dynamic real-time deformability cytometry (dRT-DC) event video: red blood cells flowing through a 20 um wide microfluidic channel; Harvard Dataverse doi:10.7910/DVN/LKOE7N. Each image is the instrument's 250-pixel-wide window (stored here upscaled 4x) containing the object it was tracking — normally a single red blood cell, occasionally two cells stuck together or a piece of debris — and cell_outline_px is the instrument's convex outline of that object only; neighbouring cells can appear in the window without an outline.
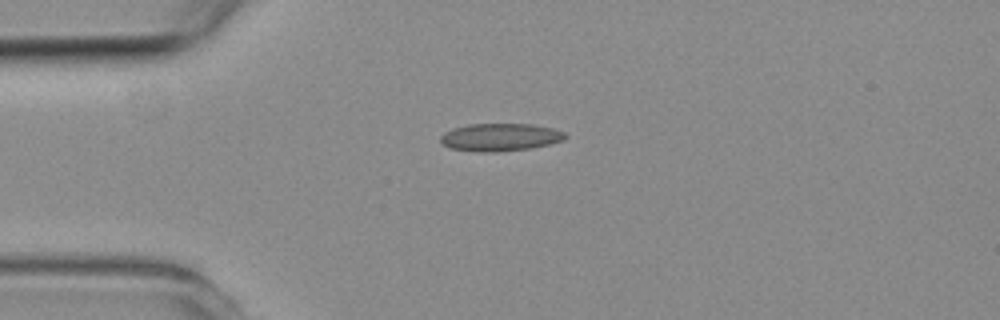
{"species": "common noctule bat (a hibernating species)", "species_latin": "Nyctalus noctula", "temperature_condition": "room temperature", "stored_images_in_passage": 3, "camera_frame_rate_fps": 3000, "um_per_image_px": 0.085, "animal": {"sex": "female", "body_mass_g": 19.3, "forearm_length_mm": 54.1}, "frame": {"image": 1, "passage_image": 1, "time_ms": 0.0, "image_size_px": [1000, 320], "cell_outline_px": [[568, 136], [564, 140], [532, 148], [496, 152], [476, 152], [448, 148], [440, 144], [440, 136], [444, 132], [452, 128], [468, 124], [532, 124], [552, 128], [564, 132]], "centroid_in_image_um": [42.47, 11.67], "position_along_channel_um": 42.5, "area_um2": 20.4}}
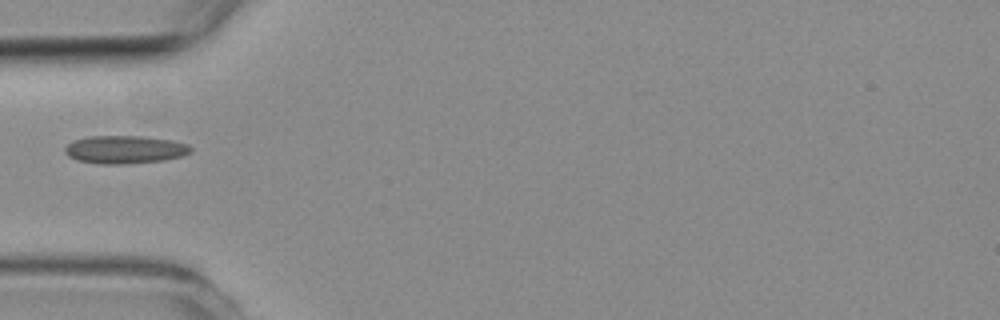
{"frame": {"image": 2, "passage_image": 2, "time_ms": 1.333, "image_size_px": [1000, 320], "cell_outline_px": [[192, 152], [180, 156], [164, 160], [124, 164], [100, 164], [76, 160], [68, 156], [64, 152], [64, 148], [72, 140], [92, 136], [144, 136], [172, 140], [188, 144], [192, 148]], "centroid_in_image_um": [10.6, 12.71], "position_along_channel_um": 74.4, "area_um2": 20.63}}
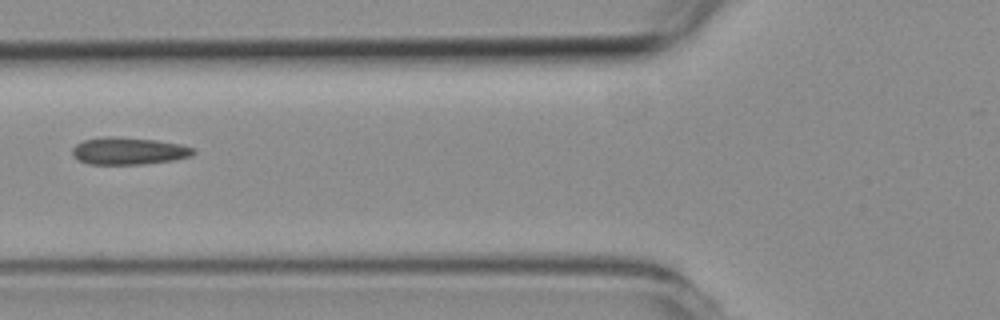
{"frame": {"image": 3, "passage_image": 3, "time_ms": 2.333, "image_size_px": [1000, 320], "cell_outline_px": [[196, 152], [192, 156], [172, 160], [144, 164], [88, 164], [76, 160], [72, 156], [72, 148], [76, 144], [84, 140], [104, 136], [112, 136], [156, 140], [180, 144], [196, 148]], "centroid_in_image_um": [10.92, 12.83], "position_along_channel_um": 114.9, "area_um2": 19.42}}